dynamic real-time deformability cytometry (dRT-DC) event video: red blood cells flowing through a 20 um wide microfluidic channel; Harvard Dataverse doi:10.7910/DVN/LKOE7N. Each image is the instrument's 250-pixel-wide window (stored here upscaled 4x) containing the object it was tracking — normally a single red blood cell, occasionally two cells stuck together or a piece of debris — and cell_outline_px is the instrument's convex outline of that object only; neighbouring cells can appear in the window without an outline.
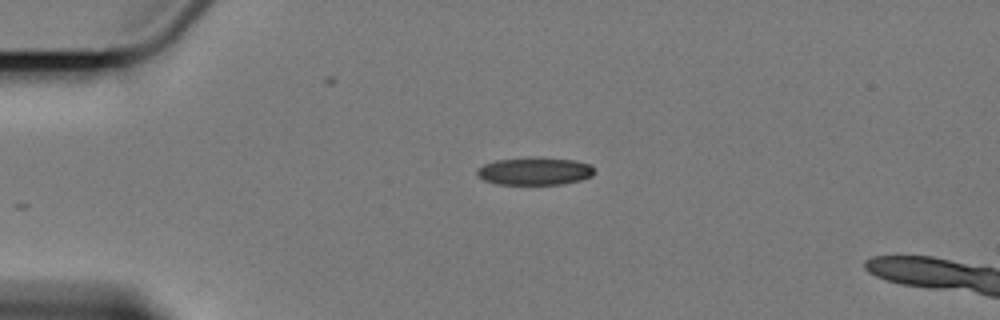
{"species": "Egyptian fruit bat (a non-hibernating species)", "species_latin": "Rousettus aegyptiacus", "temperature_condition": "cold", "stored_images_in_passage": 2, "camera_frame_rate_fps": 3000, "um_per_image_px": 0.085, "animal": {"sex": "female"}, "frame": {"image": 1, "passage_image": 2, "time_ms": 1.0, "image_size_px": [1000, 320], "cell_outline_px": [[596, 172], [592, 176], [580, 180], [564, 184], [496, 184], [484, 180], [476, 176], [476, 168], [484, 164], [496, 160], [532, 156], [576, 160], [592, 164], [596, 168]], "centroid_in_image_um": [45.47, 14.53], "position_along_channel_um": 39.5, "area_um2": 19.48}}